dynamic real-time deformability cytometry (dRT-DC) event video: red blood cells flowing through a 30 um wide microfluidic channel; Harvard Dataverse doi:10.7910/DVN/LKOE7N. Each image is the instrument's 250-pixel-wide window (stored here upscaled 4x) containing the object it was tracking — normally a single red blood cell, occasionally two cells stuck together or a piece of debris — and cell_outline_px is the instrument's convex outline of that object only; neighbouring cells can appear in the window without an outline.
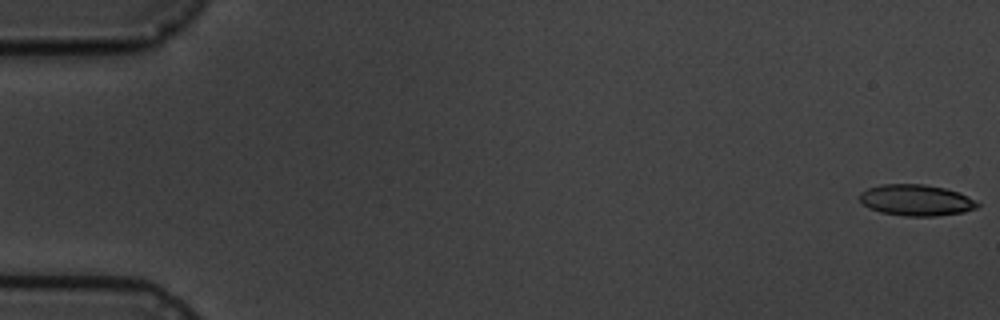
{"species": "common noctule bat (a hibernating species)", "species_latin": "Nyctalus noctula", "temperature_condition": "cold", "stored_images_in_passage": 9, "camera_frame_rate_fps": 3000, "um_per_image_px": 0.085, "animal": {"sex": "male", "body_mass_g": 19.5, "forearm_length_mm": 54.6}, "frame": {"image": 1, "passage_image": 1, "time_ms": 0.0, "image_size_px": [1000, 320], "cell_outline_px": [[980, 204], [976, 208], [964, 212], [936, 216], [904, 216], [880, 212], [868, 208], [860, 200], [860, 192], [868, 188], [884, 184], [924, 184], [944, 188], [960, 192]], "centroid_in_image_um": [77.87, 17.02], "position_along_channel_um": 7.1, "area_um2": 21.39}}
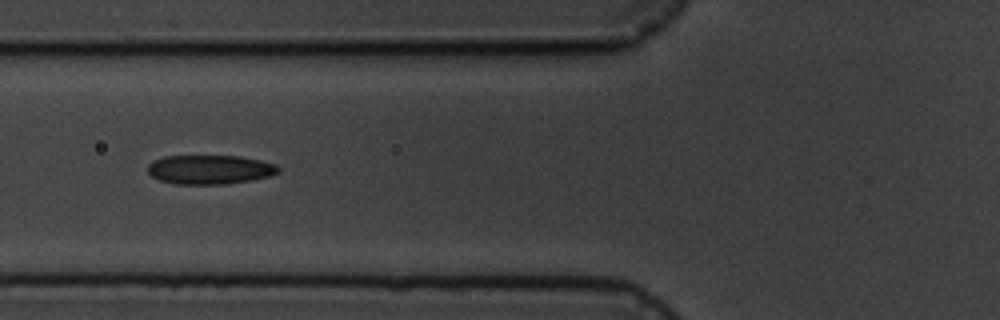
{"frame": {"image": 2, "passage_image": 7, "time_ms": 7.0, "image_size_px": [1000, 320], "cell_outline_px": [[280, 172], [268, 176], [252, 180], [224, 184], [172, 184], [160, 180], [152, 176], [148, 172], [148, 164], [152, 160], [164, 156], [240, 156], [260, 160], [276, 164], [280, 168]], "centroid_in_image_um": [17.83, 14.41], "position_along_channel_um": 108.0, "area_um2": 22.31}}
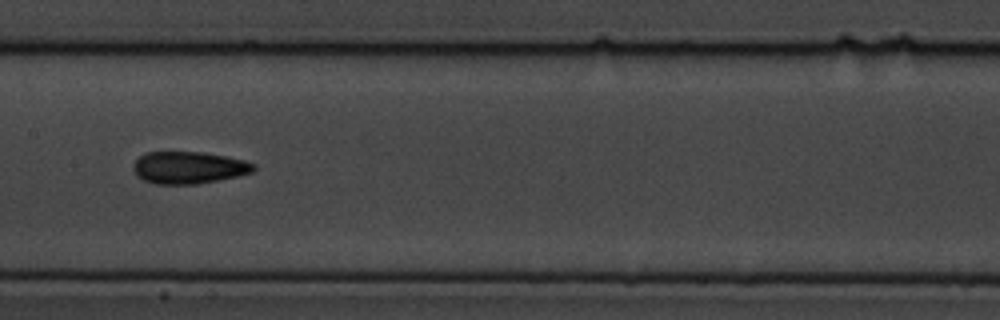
{"frame": {"image": 3, "passage_image": 9, "time_ms": 9.333, "image_size_px": [1000, 320], "cell_outline_px": [[256, 168], [252, 172], [220, 180], [196, 184], [156, 184], [144, 180], [136, 176], [132, 168], [132, 164], [144, 152], [200, 152], [224, 156], [244, 160], [256, 164]], "centroid_in_image_um": [16.01, 14.25], "position_along_channel_um": 191.4, "area_um2": 22.6}}